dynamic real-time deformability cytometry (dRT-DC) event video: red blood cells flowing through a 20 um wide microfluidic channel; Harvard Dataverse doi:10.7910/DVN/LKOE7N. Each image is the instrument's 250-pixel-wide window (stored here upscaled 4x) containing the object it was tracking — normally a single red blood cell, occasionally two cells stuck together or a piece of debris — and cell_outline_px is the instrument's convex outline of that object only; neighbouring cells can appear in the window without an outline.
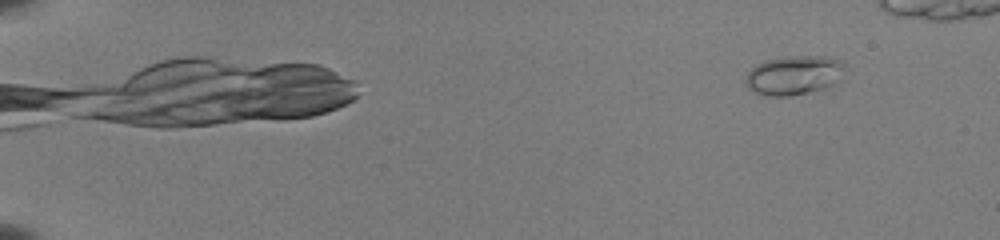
{"species": "common noctule bat (a hibernating species)", "species_latin": "Nyctalus noctula", "temperature_condition": "room temperature", "stored_images_in_passage": 48, "camera_frame_rate_fps": 3000, "um_per_image_px": 0.085, "animal": {"sex": "female", "body_mass_g": 22.0, "forearm_length_mm": 56.7}, "frame": {"image": 1, "passage_image": 3, "time_ms": 0.667, "image_size_px": [1000, 240], "cell_outline_px": [[844, 68], [832, 84], [824, 88], [808, 92], [788, 96], [764, 96], [748, 88], [744, 80], [748, 72], [756, 64], [764, 60], [788, 56], [824, 56], [836, 60], [844, 64]], "centroid_in_image_um": [67.39, 6.39], "position_along_channel_um": 17.6, "area_um2": 22.31}}
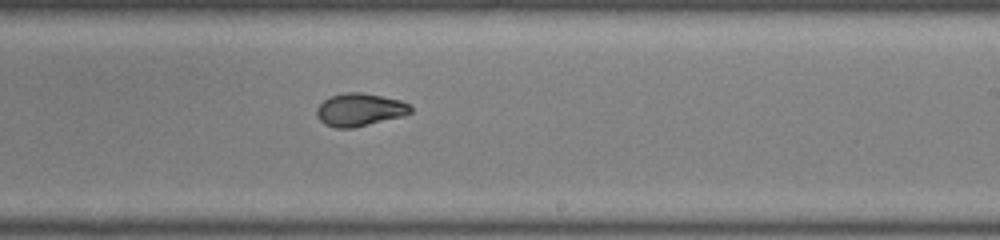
{"frame": {"image": 2, "passage_image": 33, "time_ms": 10.667, "image_size_px": [1000, 240], "cell_outline_px": [[412, 112], [400, 116], [352, 128], [336, 128], [324, 124], [316, 116], [316, 108], [324, 100], [332, 96], [344, 92], [360, 92], [400, 100], [408, 104], [412, 108]], "centroid_in_image_um": [30.53, 9.32], "position_along_channel_um": 258.5, "area_um2": 17.69}}
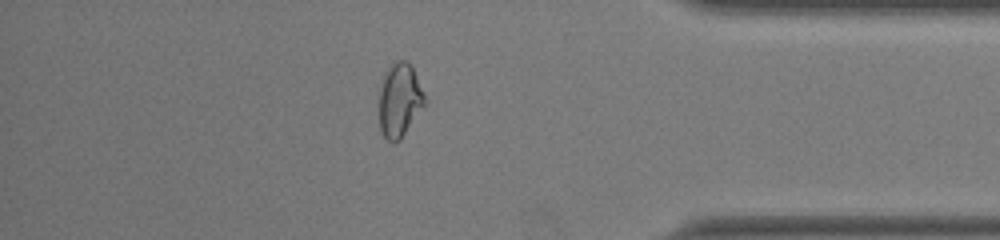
{"frame": {"image": 3, "passage_image": 45, "time_ms": 14.667, "image_size_px": [1000, 240], "cell_outline_px": [[428, 104], [400, 140], [388, 140], [380, 132], [380, 84], [384, 72], [388, 64], [396, 60], [408, 60], [412, 64], [428, 100]], "centroid_in_image_um": [34.02, 8.45], "position_along_channel_um": 401.2, "area_um2": 20.4}}